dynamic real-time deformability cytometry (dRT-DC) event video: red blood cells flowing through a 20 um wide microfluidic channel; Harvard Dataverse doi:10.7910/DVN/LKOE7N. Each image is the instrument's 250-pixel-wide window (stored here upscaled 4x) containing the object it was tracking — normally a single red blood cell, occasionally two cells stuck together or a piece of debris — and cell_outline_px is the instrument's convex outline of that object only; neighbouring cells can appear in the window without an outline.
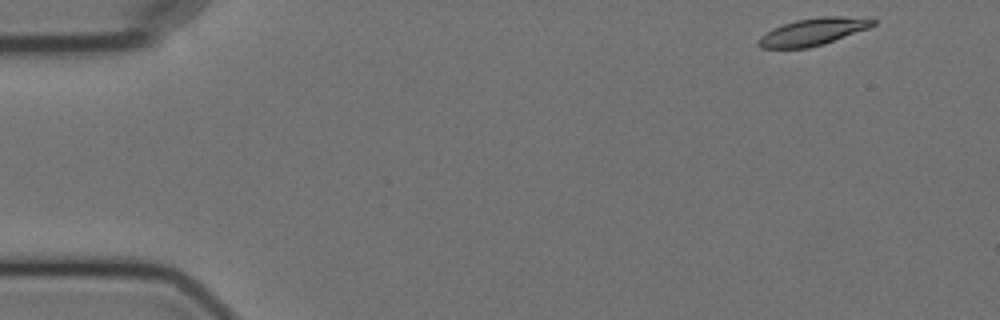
{"species": "Egyptian fruit bat (a non-hibernating species)", "species_latin": "Rousettus aegyptiacus", "temperature_condition": "cold", "stored_images_in_passage": 2, "camera_frame_rate_fps": 3000, "um_per_image_px": 0.085, "animal": {"sex": "female"}, "frame": {"image": 1, "passage_image": 1, "time_ms": 0.0, "image_size_px": [1000, 320], "cell_outline_px": [[876, 24], [868, 28], [824, 44], [808, 48], [760, 48], [756, 44], [756, 40], [760, 36], [772, 28], [796, 20], [820, 16], [872, 16], [876, 20]], "centroid_in_image_um": [69.15, 2.68], "position_along_channel_um": 15.9, "area_um2": 18.55}}